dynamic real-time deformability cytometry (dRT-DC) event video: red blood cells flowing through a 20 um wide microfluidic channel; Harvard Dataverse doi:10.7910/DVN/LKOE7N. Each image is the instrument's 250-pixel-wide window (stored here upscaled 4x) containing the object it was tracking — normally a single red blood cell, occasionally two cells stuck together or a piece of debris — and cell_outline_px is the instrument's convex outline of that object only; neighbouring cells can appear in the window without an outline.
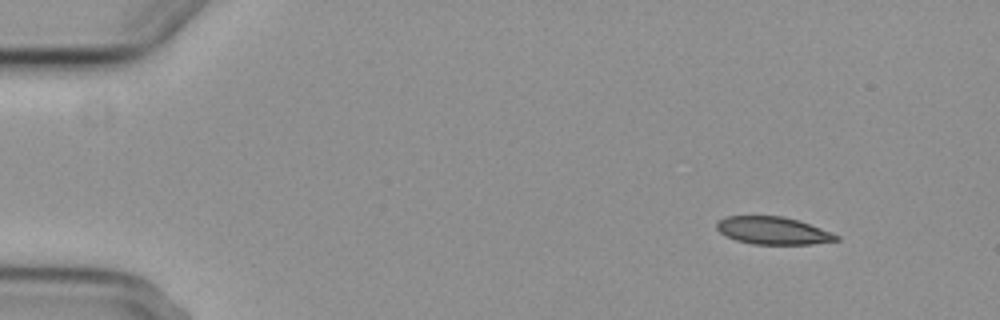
{"species": "common noctule bat (a hibernating species)", "species_latin": "Nyctalus noctula", "temperature_condition": "cold", "stored_images_in_passage": 5, "segment_of_instrument_passage": [1, 2], "camera_frame_rate_fps": 3000, "um_per_image_px": 0.085, "animal": {"sex": "female", "body_mass_g": 29.2, "forearm_length_mm": 56.3}, "frame": {"image": 1, "passage_image": 1, "time_ms": 0.0, "image_size_px": [1000, 320], "cell_outline_px": [[840, 240], [812, 244], [752, 244], [736, 240], [720, 232], [716, 228], [716, 220], [724, 216], [784, 216], [800, 220], [840, 236]], "centroid_in_image_um": [65.69, 19.59], "position_along_channel_um": 19.3, "area_um2": 19.31}}
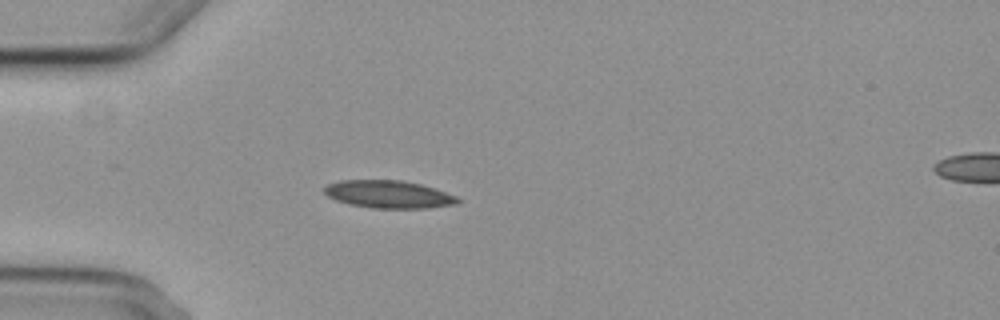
{"frame": {"image": 2, "passage_image": 4, "time_ms": 3.333, "image_size_px": [1000, 320], "cell_outline_px": [[460, 204], [428, 208], [372, 208], [348, 204], [336, 200], [328, 196], [324, 192], [324, 188], [328, 184], [340, 180], [400, 180], [420, 184], [456, 196], [460, 200]], "centroid_in_image_um": [33.03, 16.52], "position_along_channel_um": 52.0, "area_um2": 21.44}}